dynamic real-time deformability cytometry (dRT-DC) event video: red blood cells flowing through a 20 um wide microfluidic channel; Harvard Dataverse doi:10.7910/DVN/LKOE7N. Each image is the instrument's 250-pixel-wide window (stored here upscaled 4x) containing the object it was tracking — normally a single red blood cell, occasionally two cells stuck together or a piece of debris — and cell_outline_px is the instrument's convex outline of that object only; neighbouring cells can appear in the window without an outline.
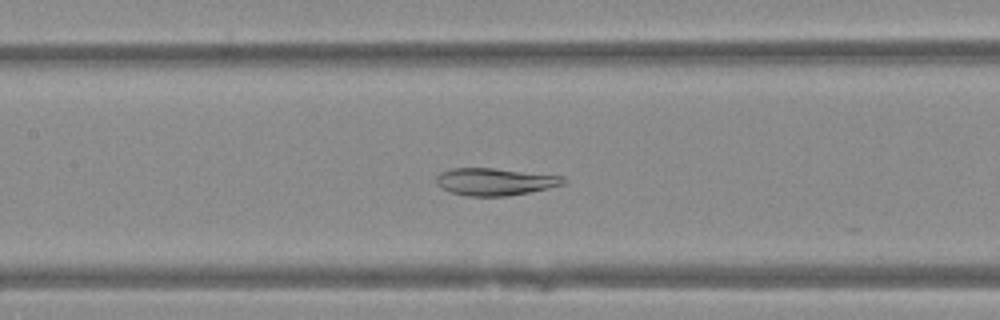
{"species": "Egyptian fruit bat (a non-hibernating species)", "species_latin": "Rousettus aegyptiacus", "temperature_condition": "warm", "stored_images_in_passage": 49, "camera_frame_rate_fps": 3000, "um_per_image_px": 0.085, "animal": {"sex": "female"}, "frame": {"image": 1, "passage_image": 24, "time_ms": 7.667, "image_size_px": [1000, 320], "cell_outline_px": [[568, 180], [564, 184], [548, 188], [508, 196], [468, 196], [452, 192], [440, 188], [436, 184], [436, 176], [440, 172], [452, 168], [492, 168], [564, 176]], "centroid_in_image_um": [42.06, 15.44], "position_along_channel_um": 165.3, "area_um2": 20.23}}
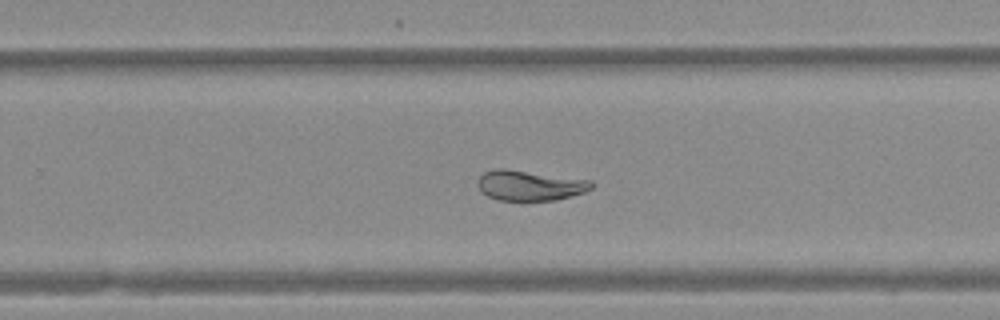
{"frame": {"image": 2, "passage_image": 33, "time_ms": 10.667, "image_size_px": [1000, 320], "cell_outline_px": [[596, 184], [592, 188], [584, 192], [572, 196], [556, 200], [496, 200], [480, 192], [476, 184], [476, 180], [484, 172], [496, 168], [504, 168], [592, 180]], "centroid_in_image_um": [45.02, 15.76], "position_along_channel_um": 284.8, "area_um2": 20.35}}
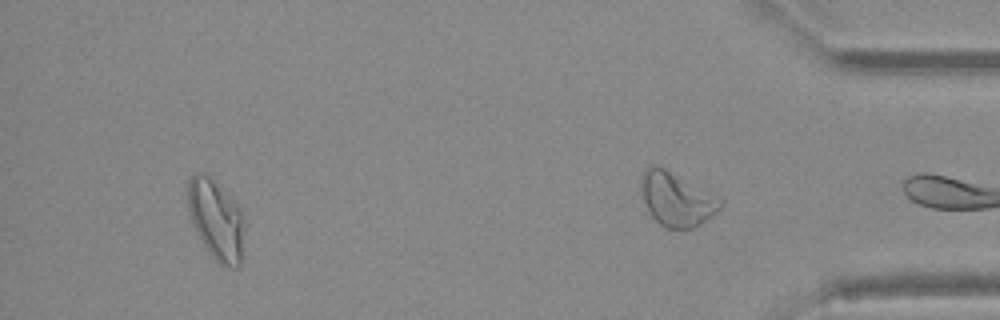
{"frame": {"image": 3, "passage_image": 48, "time_ms": 15.667, "image_size_px": [1000, 320], "cell_outline_px": [[244, 228], [240, 268], [228, 268], [220, 264], [208, 252], [196, 232], [192, 224], [188, 208], [188, 180], [196, 172], [200, 172], [208, 176], [240, 212], [244, 220]], "centroid_in_image_um": [18.35, 18.77], "position_along_channel_um": 416.9, "area_um2": 25.66}}